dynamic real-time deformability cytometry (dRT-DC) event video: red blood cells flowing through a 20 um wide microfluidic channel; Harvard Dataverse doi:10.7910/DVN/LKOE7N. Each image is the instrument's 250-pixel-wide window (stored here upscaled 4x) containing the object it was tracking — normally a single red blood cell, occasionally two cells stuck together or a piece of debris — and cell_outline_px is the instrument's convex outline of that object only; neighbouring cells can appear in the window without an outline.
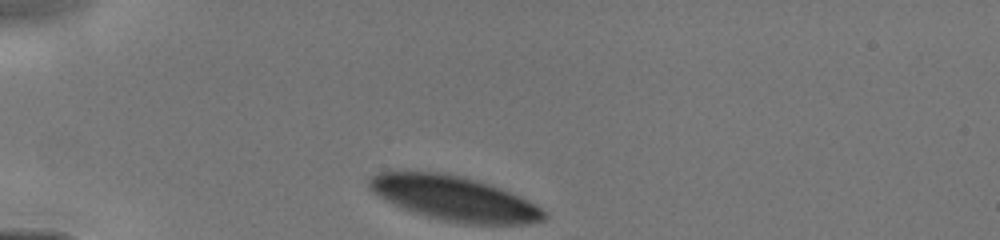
{"species": "human", "species_latin": "Homo sapiens", "temperature_condition": "cold", "stored_images_in_passage": 21, "camera_frame_rate_fps": 3000, "um_per_image_px": 0.085, "donor": {"sex": "male"}, "frame": {"image": 1, "passage_image": 1, "time_ms": 0.0, "image_size_px": [1000, 240], "cell_outline_px": [[548, 216], [544, 220], [528, 224], [464, 224], [440, 220], [412, 212], [384, 200], [376, 196], [368, 188], [368, 176], [380, 172], [440, 172], [460, 176], [488, 184], [512, 192], [544, 208], [548, 212]], "centroid_in_image_um": [38.62, 16.88], "position_along_channel_um": 46.4, "area_um2": 45.84}}
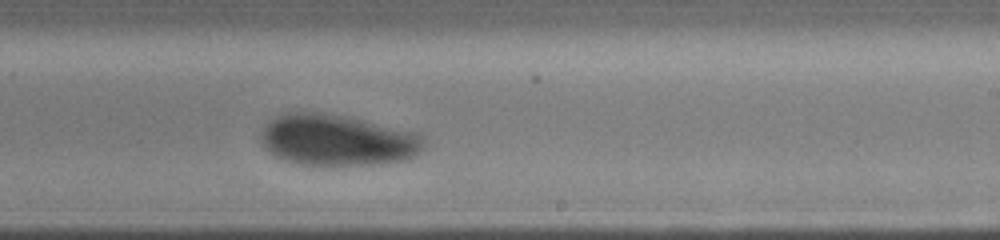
{"frame": {"image": 2, "passage_image": 12, "time_ms": 5.667, "image_size_px": [1000, 240], "cell_outline_px": [[424, 148], [412, 156], [404, 160], [376, 164], [300, 164], [284, 160], [276, 156], [264, 148], [260, 136], [260, 132], [276, 116], [288, 112], [312, 112], [340, 116], [360, 120], [416, 132], [424, 136]], "centroid_in_image_um": [28.65, 11.91], "position_along_channel_um": 260.3, "area_um2": 47.8}}
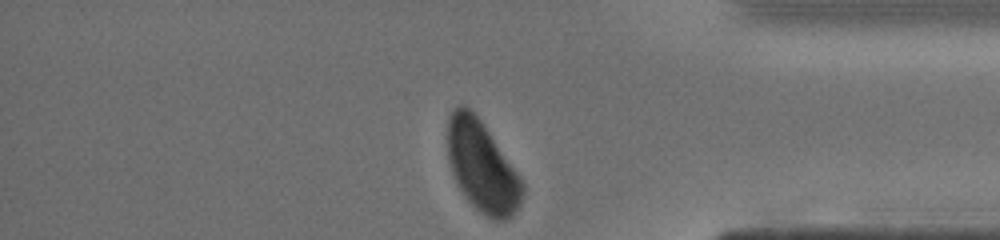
{"frame": {"image": 3, "passage_image": 21, "time_ms": 9.0, "image_size_px": [1000, 240], "cell_outline_px": [[524, 192], [520, 204], [504, 220], [492, 220], [480, 212], [468, 200], [460, 188], [452, 172], [448, 156], [448, 120], [452, 112], [460, 104], [464, 104], [484, 124], [520, 176], [524, 184]], "centroid_in_image_um": [40.98, 14.16], "position_along_channel_um": 394.2, "area_um2": 38.96}}